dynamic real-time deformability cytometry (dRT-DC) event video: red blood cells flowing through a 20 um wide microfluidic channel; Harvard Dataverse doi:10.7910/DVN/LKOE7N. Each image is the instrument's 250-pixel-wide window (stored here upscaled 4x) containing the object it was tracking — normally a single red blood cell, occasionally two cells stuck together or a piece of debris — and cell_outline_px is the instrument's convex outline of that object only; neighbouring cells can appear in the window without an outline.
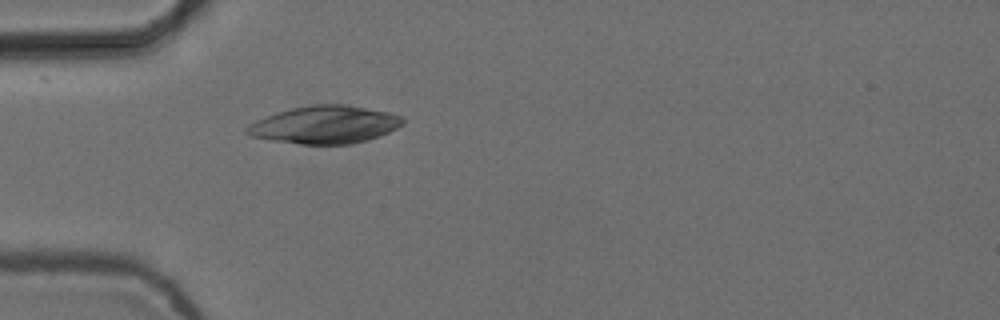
{"species": "common noctule bat (a hibernating species)", "species_latin": "Nyctalus noctula", "temperature_condition": "cold", "stored_images_in_passage": 1, "camera_frame_rate_fps": 3000, "um_per_image_px": 0.085, "animal": {"sex": "female", "body_mass_g": 24.6, "forearm_length_mm": 56.2}, "frame": {"image": 1, "passage_image": 1, "time_ms": 0.0, "image_size_px": [1000, 320], "cell_outline_px": [[404, 124], [380, 136], [368, 140], [348, 144], [300, 144], [272, 140], [252, 136], [244, 132], [244, 128], [248, 124], [256, 120], [276, 112], [292, 108], [316, 104], [344, 104], [388, 112], [404, 116]], "centroid_in_image_um": [27.61, 10.6], "position_along_channel_um": 57.4, "area_um2": 34.28}}